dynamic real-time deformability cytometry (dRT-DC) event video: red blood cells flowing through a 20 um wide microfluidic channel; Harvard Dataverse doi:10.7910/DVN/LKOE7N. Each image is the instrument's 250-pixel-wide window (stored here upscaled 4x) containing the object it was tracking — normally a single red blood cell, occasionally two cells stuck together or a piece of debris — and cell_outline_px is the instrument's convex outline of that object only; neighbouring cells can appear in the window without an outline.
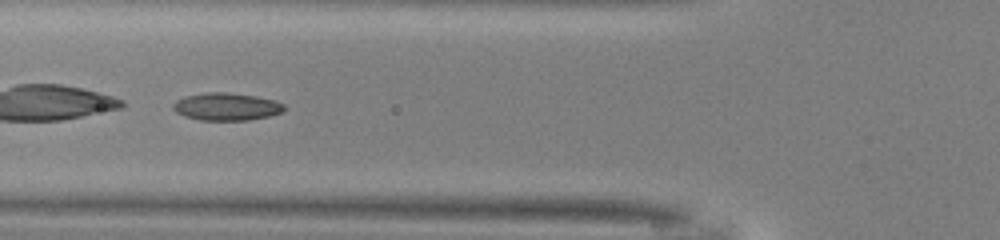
{"species": "common noctule bat (a hibernating species)", "species_latin": "Nyctalus noctula", "temperature_condition": "warm", "stored_images_in_passage": 41, "camera_frame_rate_fps": 3000, "um_per_image_px": 0.085, "animal": {"sex": "male", "body_mass_g": 13.0, "forearm_length_mm": 53.1}, "frame": {"image": 1, "passage_image": 12, "time_ms": 3.667, "image_size_px": [1000, 240], "cell_outline_px": [[284, 112], [268, 116], [248, 120], [200, 120], [184, 116], [176, 112], [172, 108], [172, 104], [176, 100], [184, 96], [208, 92], [224, 92], [256, 96], [272, 100], [284, 104]], "centroid_in_image_um": [19.22, 9.06], "position_along_channel_um": 106.6, "area_um2": 17.8}}
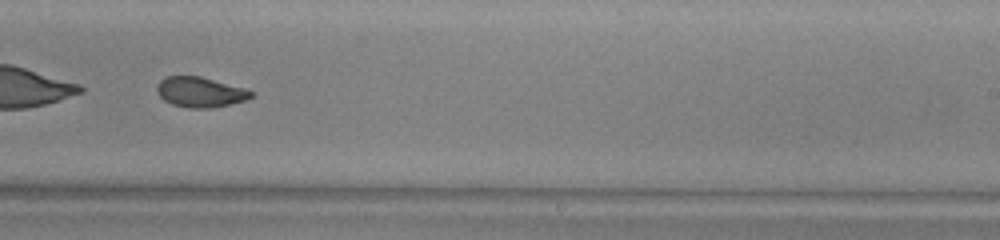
{"frame": {"image": 2, "passage_image": 24, "time_ms": 7.667, "image_size_px": [1000, 240], "cell_outline_px": [[252, 96], [244, 100], [228, 104], [208, 108], [188, 108], [172, 104], [164, 100], [156, 92], [156, 88], [160, 80], [164, 76], [200, 76], [244, 88], [252, 92]], "centroid_in_image_um": [16.95, 7.82], "position_along_channel_um": 272.0, "area_um2": 16.36}}
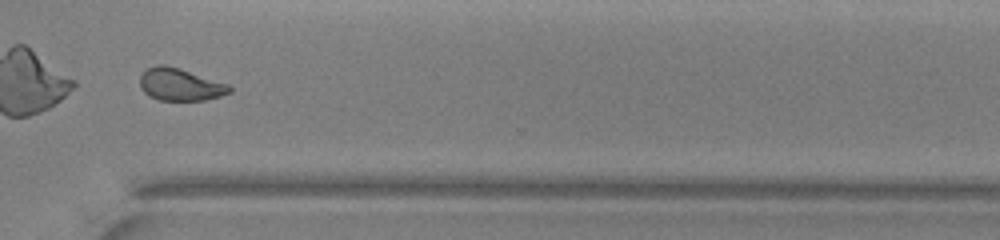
{"frame": {"image": 3, "passage_image": 30, "time_ms": 9.667, "image_size_px": [1000, 240], "cell_outline_px": [[232, 92], [220, 96], [204, 100], [160, 100], [144, 92], [140, 88], [140, 76], [148, 68], [156, 64], [164, 64], [180, 68], [228, 84], [232, 88]], "centroid_in_image_um": [15.32, 7.17], "position_along_channel_um": 355.3, "area_um2": 16.82}, "authors_computed_cell_mechanics": {"area_um2": 17.629, "velocity_mm_per_s": 4.1434, "shape_relaxation_time_tau1_ms": 6.9202, "shape_relaxation_time_tau2_ms": 1.5597, "deformation_change_tau1": 0.1907, "deformation_change_tau2": 0.0695}}